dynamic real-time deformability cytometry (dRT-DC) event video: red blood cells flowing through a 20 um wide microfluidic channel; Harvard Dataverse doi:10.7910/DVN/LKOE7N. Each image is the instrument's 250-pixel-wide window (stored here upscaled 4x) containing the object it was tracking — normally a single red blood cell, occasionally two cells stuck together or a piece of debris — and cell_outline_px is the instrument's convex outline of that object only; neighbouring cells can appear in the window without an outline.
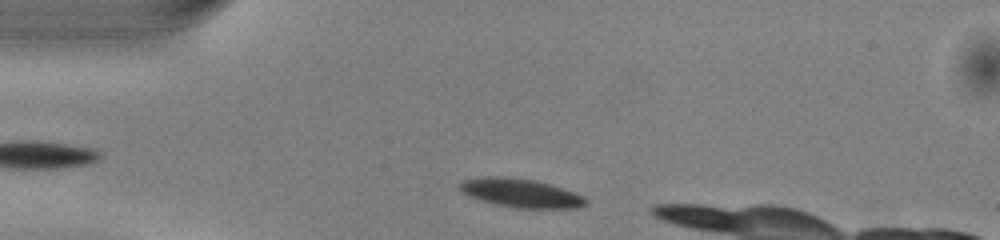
{"species": "common noctule bat (a hibernating species)", "species_latin": "Nyctalus noctula", "temperature_condition": "warm", "stored_images_in_passage": 32, "camera_frame_rate_fps": 3000, "um_per_image_px": 0.085, "animal": {"sex": "male", "body_mass_g": 13.0, "forearm_length_mm": 53.1}, "frame": {"image": 1, "passage_image": 2, "time_ms": 0.333, "image_size_px": [1000, 240], "cell_outline_px": [[588, 204], [576, 208], [512, 208], [492, 204], [468, 196], [460, 192], [456, 184], [460, 180], [484, 176], [508, 176], [536, 180], [584, 196], [588, 200]], "centroid_in_image_um": [44.17, 16.4], "position_along_channel_um": 40.8, "area_um2": 21.56}}
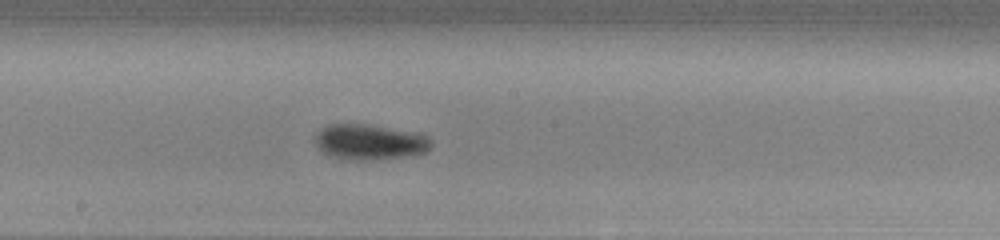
{"frame": {"image": 2, "passage_image": 17, "time_ms": 5.333, "image_size_px": [1000, 240], "cell_outline_px": [[432, 144], [424, 152], [404, 156], [368, 160], [348, 160], [328, 156], [316, 144], [316, 132], [320, 128], [328, 124], [372, 124], [408, 132], [424, 136], [432, 140]], "centroid_in_image_um": [31.34, 12.07], "position_along_channel_um": 216.9, "area_um2": 23.64}}
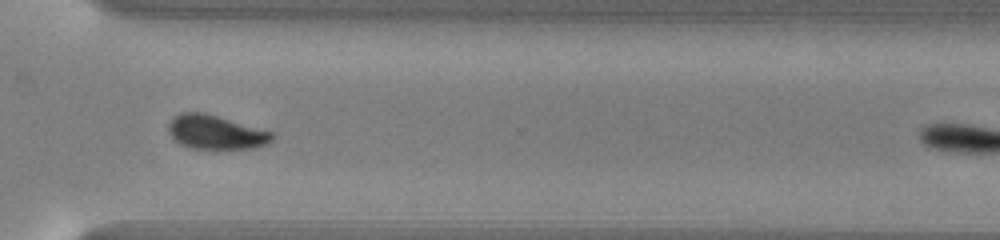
{"frame": {"image": 3, "passage_image": 27, "time_ms": 8.667, "image_size_px": [1000, 240], "cell_outline_px": [[276, 136], [268, 144], [252, 148], [192, 148], [180, 144], [172, 140], [168, 132], [168, 124], [180, 112], [204, 112], [272, 132]], "centroid_in_image_um": [18.32, 11.24], "position_along_channel_um": 352.3, "area_um2": 20.46}}